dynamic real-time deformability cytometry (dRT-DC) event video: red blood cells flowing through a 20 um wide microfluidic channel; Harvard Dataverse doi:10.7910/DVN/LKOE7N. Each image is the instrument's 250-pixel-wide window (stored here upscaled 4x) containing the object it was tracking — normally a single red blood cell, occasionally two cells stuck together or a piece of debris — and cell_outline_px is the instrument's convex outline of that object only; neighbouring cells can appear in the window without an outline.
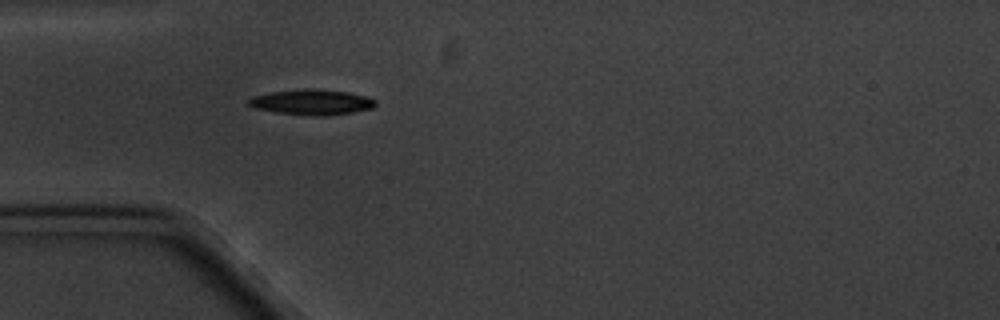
{"species": "common noctule bat (a hibernating species)", "species_latin": "Nyctalus noctula", "temperature_condition": "cold", "stored_images_in_passage": 3, "camera_frame_rate_fps": 3000, "um_per_image_px": 0.085, "animal": {"sex": "male", "body_mass_g": 20.1, "forearm_length_mm": 53.5}, "frame": {"image": 1, "passage_image": 3, "time_ms": 3.0, "image_size_px": [1000, 320], "cell_outline_px": [[376, 104], [372, 108], [352, 112], [324, 116], [316, 116], [276, 112], [256, 108], [248, 104], [248, 100], [252, 96], [272, 92], [304, 88], [312, 88], [348, 92], [364, 96], [376, 100]], "centroid_in_image_um": [26.5, 8.67], "position_along_channel_um": 58.5, "area_um2": 18.61}}